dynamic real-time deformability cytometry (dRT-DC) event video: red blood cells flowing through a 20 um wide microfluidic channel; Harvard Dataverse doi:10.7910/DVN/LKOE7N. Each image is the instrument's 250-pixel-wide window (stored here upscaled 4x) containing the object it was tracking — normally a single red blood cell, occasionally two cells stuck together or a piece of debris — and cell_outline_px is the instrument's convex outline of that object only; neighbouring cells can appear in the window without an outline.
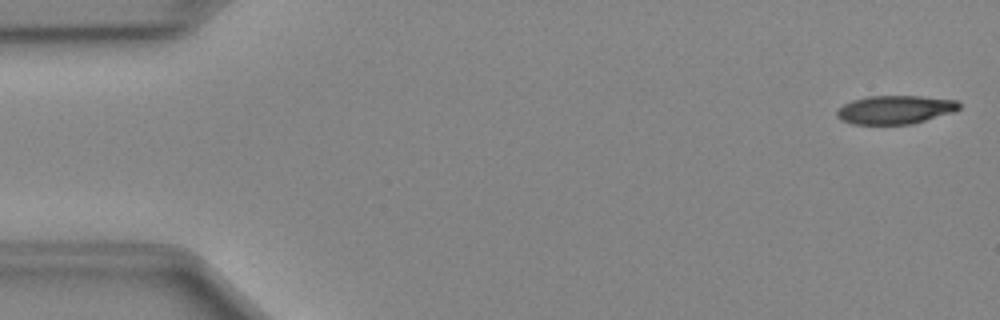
{"species": "Egyptian fruit bat (a non-hibernating species)", "species_latin": "Rousettus aegyptiacus", "temperature_condition": "cold", "stored_images_in_passage": 49, "camera_frame_rate_fps": 3000, "um_per_image_px": 0.085, "animal": {"sex": "female"}, "frame": {"image": 1, "passage_image": 1, "time_ms": 0.0, "image_size_px": [1000, 320], "cell_outline_px": [[960, 108], [952, 112], [912, 124], [852, 124], [840, 120], [836, 116], [836, 112], [844, 104], [852, 100], [868, 96], [920, 96], [960, 100]], "centroid_in_image_um": [76.09, 9.32], "position_along_channel_um": 8.9, "area_um2": 20.35}}
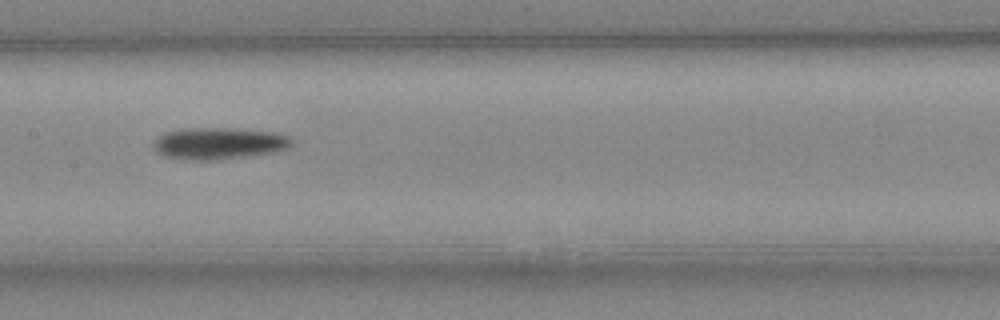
{"frame": {"image": 2, "passage_image": 24, "time_ms": 7.667, "image_size_px": [1000, 320], "cell_outline_px": [[292, 144], [284, 148], [272, 152], [248, 156], [216, 160], [188, 160], [164, 156], [156, 152], [152, 148], [152, 144], [160, 136], [168, 132], [180, 128], [232, 128], [276, 132], [288, 136], [292, 140]], "centroid_in_image_um": [18.56, 12.18], "position_along_channel_um": 188.8, "area_um2": 25.55}}
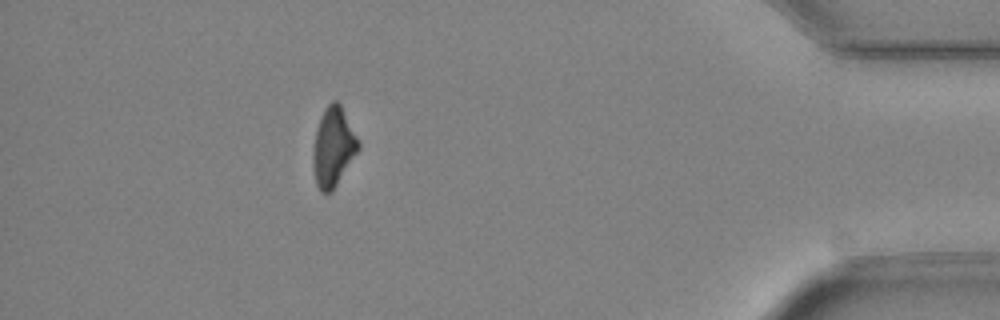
{"frame": {"image": 3, "passage_image": 44, "time_ms": 14.333, "image_size_px": [1000, 320], "cell_outline_px": [[360, 148], [332, 192], [320, 192], [316, 184], [312, 164], [312, 152], [316, 128], [320, 116], [324, 108], [332, 100], [336, 100], [340, 104], [360, 140]], "centroid_in_image_um": [28.32, 12.48], "position_along_channel_um": 406.9, "area_um2": 21.21}, "authors_computed_cell_mechanics": {"area_um2": 22.3686, "velocity_mm_per_s": 4.0458, "shape_relaxation_time_tau1_ms": 5.2653, "shape_relaxation_time_tau2_ms": null, "deformation_change_tau1": 0.1274, "deformation_change_tau2": null}}